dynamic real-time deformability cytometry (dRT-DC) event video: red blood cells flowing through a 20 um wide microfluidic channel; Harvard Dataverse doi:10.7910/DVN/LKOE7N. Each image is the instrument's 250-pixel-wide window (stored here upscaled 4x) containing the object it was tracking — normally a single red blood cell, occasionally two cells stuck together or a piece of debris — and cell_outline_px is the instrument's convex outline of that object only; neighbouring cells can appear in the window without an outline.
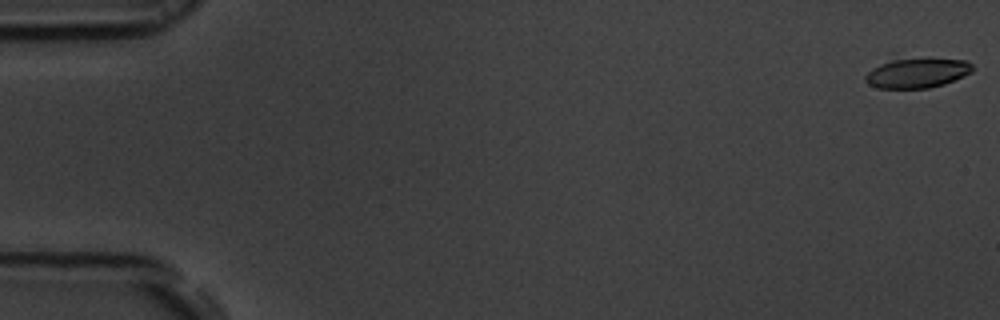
{"species": "common noctule bat (a hibernating species)", "species_latin": "Nyctalus noctula", "temperature_condition": "room temperature", "stored_images_in_passage": 55, "camera_frame_rate_fps": 3000, "um_per_image_px": 0.085, "animal": {"sex": "male", "body_mass_g": 19.5, "forearm_length_mm": 54.6}, "frame": {"image": 1, "passage_image": 1, "time_ms": 0.0, "image_size_px": [1000, 320], "cell_outline_px": [[976, 68], [972, 72], [964, 76], [944, 84], [928, 88], [876, 88], [868, 84], [864, 80], [864, 76], [872, 68], [892, 52], [964, 60], [972, 64]], "centroid_in_image_um": [77.87, 6.07], "position_along_channel_um": 7.1, "area_um2": 20.75}}
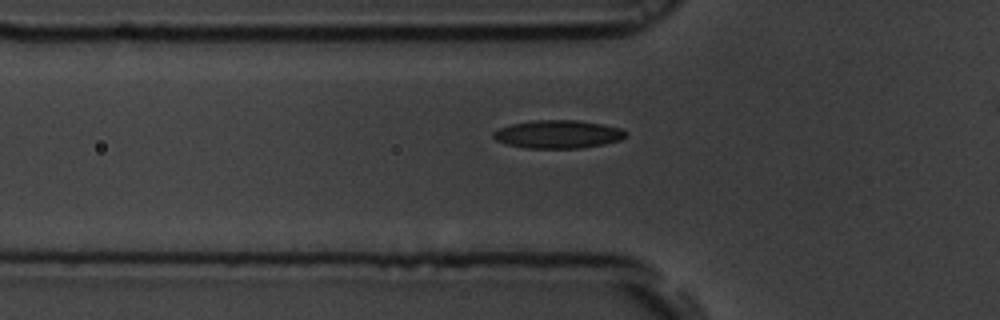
{"frame": {"image": 2, "passage_image": 19, "time_ms": 6.0, "image_size_px": [1000, 320], "cell_outline_px": [[628, 136], [620, 140], [604, 144], [580, 148], [528, 148], [508, 144], [496, 140], [492, 136], [492, 132], [500, 128], [512, 124], [536, 120], [576, 120], [604, 124], [620, 128], [628, 132]], "centroid_in_image_um": [47.47, 11.41], "position_along_channel_um": 78.3, "area_um2": 21.68}}
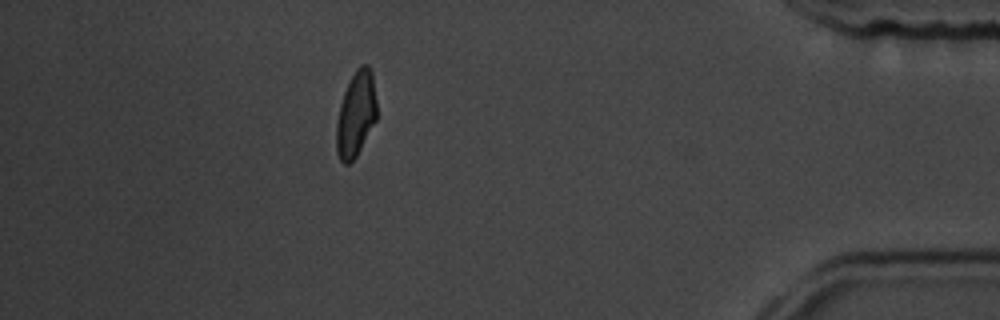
{"frame": {"image": 3, "passage_image": 49, "time_ms": 16.0, "image_size_px": [1000, 320], "cell_outline_px": [[376, 120], [356, 156], [348, 164], [344, 164], [340, 160], [336, 152], [336, 124], [340, 104], [344, 92], [356, 68], [360, 64], [368, 64], [372, 72], [376, 100]], "centroid_in_image_um": [30.24, 9.69], "position_along_channel_um": 405.0, "area_um2": 20.0}, "authors_computed_cell_mechanics": {"area_um2": 20.519, "velocity_mm_per_s": 3.7333, "shape_relaxation_time_tau1_ms": 4.5042, "shape_relaxation_time_tau2_ms": 2.607, "deformation_change_tau1": 0.1501, "deformation_change_tau2": 0.0822}}